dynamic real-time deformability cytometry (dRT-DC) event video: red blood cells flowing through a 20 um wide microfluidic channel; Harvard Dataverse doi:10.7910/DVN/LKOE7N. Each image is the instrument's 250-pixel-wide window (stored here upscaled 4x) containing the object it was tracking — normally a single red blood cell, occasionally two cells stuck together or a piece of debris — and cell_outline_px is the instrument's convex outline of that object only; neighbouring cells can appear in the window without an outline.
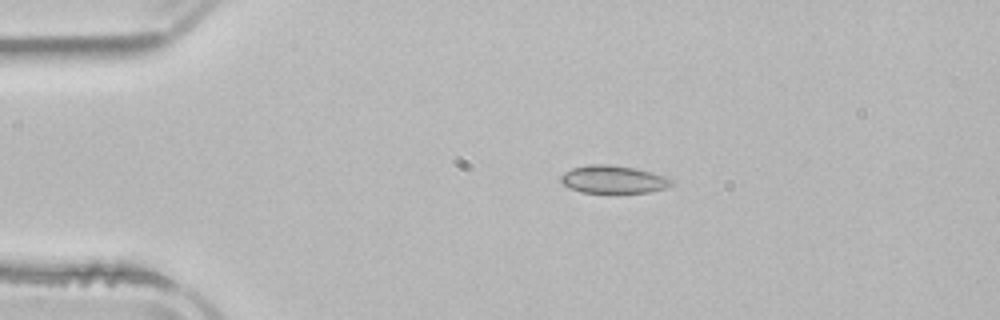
{"species": "common noctule bat (a hibernating species)", "species_latin": "Nyctalus noctula", "temperature_condition": "room temperature", "stored_images_in_passage": 2, "camera_frame_rate_fps": 3000, "um_per_image_px": 0.085, "animal": {"sex": "male", "body_mass_g": 21.5, "forearm_length_mm": 52.0}, "frame": {"image": 1, "passage_image": 1, "time_ms": 0.0, "image_size_px": [1000, 320], "cell_outline_px": [[672, 184], [664, 188], [648, 192], [580, 192], [564, 184], [560, 180], [560, 176], [564, 172], [572, 168], [592, 164], [612, 164], [636, 168], [652, 172], [664, 176], [672, 180]], "centroid_in_image_um": [52.12, 15.23], "position_along_channel_um": 32.9, "area_um2": 17.69}}